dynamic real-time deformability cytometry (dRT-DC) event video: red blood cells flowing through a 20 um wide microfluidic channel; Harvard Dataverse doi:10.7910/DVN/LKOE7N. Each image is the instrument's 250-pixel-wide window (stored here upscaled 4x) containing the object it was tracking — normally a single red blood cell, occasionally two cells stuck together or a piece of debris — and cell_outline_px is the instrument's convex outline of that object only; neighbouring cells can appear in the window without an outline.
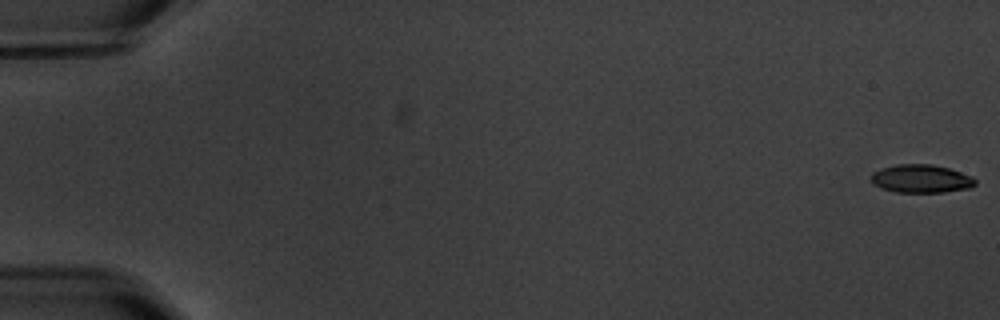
{"species": "common noctule bat (a hibernating species)", "species_latin": "Nyctalus noctula", "temperature_condition": "warm", "stored_images_in_passage": 7, "camera_frame_rate_fps": 3000, "um_per_image_px": 0.085, "animal": {"sex": "male", "body_mass_g": 20.1, "forearm_length_mm": 53.5}, "frame": {"image": 1, "passage_image": 1, "time_ms": 0.0, "image_size_px": [1000, 320], "cell_outline_px": [[976, 184], [972, 188], [944, 192], [896, 192], [880, 188], [872, 184], [872, 172], [880, 168], [896, 164], [932, 164], [948, 168], [972, 176], [976, 180]], "centroid_in_image_um": [78.29, 15.19], "position_along_channel_um": 6.7, "area_um2": 17.28}}